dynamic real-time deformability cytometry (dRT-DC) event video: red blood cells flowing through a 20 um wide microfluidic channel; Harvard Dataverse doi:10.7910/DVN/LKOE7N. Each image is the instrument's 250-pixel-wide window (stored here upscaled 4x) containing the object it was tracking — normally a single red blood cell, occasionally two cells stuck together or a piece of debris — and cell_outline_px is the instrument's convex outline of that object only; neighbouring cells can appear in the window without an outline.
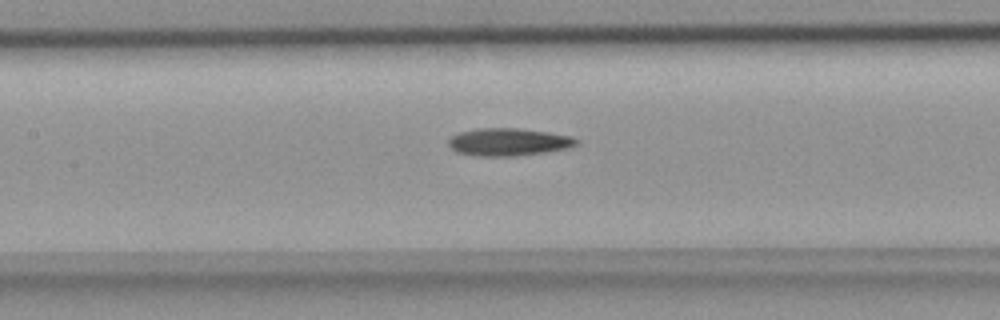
{"species": "common noctule bat (a hibernating species)", "species_latin": "Nyctalus noctula", "temperature_condition": "room temperature", "stored_images_in_passage": 28, "camera_frame_rate_fps": 3000, "um_per_image_px": 0.085, "animal": {"sex": "female", "body_mass_g": 18.4}, "frame": {"image": 1, "passage_image": 11, "time_ms": 3.333, "image_size_px": [1000, 320], "cell_outline_px": [[580, 144], [568, 148], [544, 152], [512, 156], [476, 156], [456, 152], [448, 144], [448, 140], [452, 136], [460, 132], [480, 128], [520, 128], [548, 132], [572, 136], [580, 140]], "centroid_in_image_um": [43.26, 12.06], "position_along_channel_um": 164.1, "area_um2": 20.63}}
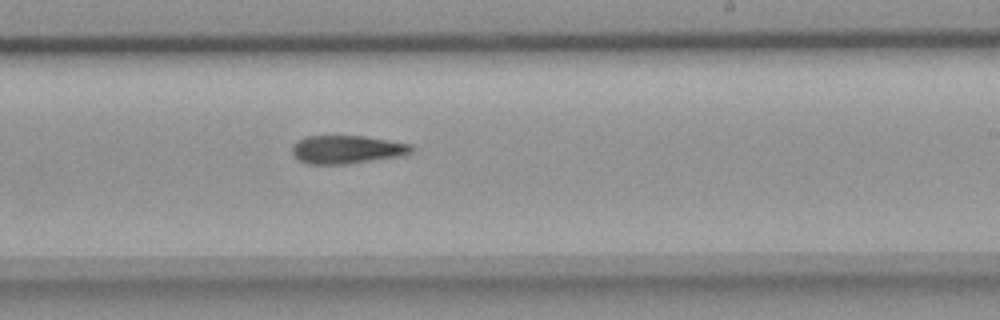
{"frame": {"image": 2, "passage_image": 18, "time_ms": 5.667, "image_size_px": [1000, 320], "cell_outline_px": [[416, 148], [412, 152], [396, 156], [348, 164], [308, 164], [300, 160], [292, 152], [292, 144], [304, 136], [364, 136], [412, 144]], "centroid_in_image_um": [29.48, 12.7], "position_along_channel_um": 259.5, "area_um2": 19.54}}
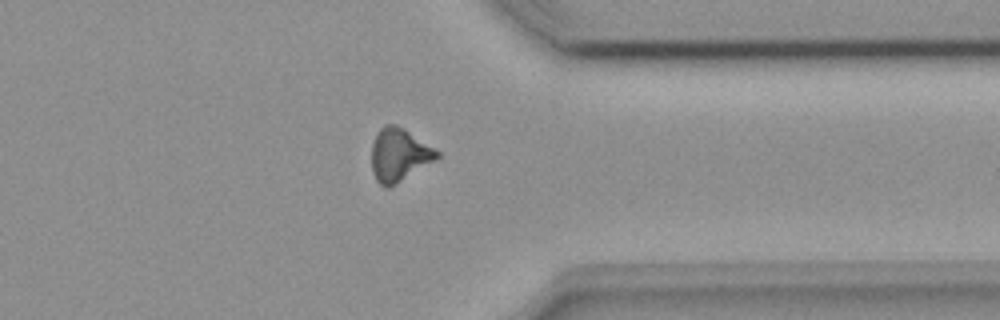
{"frame": {"image": 3, "passage_image": 27, "time_ms": 8.667, "image_size_px": [1000, 320], "cell_outline_px": [[440, 156], [436, 160], [388, 188], [384, 188], [376, 180], [372, 172], [372, 144], [380, 128], [384, 124], [396, 124], [404, 128], [440, 152]], "centroid_in_image_um": [33.92, 13.16], "position_along_channel_um": 377.5, "area_um2": 20.11}}